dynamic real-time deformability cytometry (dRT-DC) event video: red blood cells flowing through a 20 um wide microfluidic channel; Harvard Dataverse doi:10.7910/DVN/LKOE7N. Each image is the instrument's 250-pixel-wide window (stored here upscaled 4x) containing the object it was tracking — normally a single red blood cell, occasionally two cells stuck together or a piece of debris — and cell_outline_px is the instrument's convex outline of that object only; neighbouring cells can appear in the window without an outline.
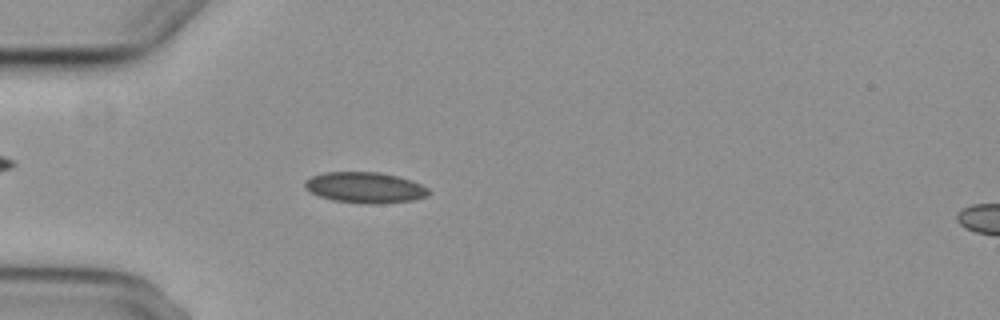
{"species": "common noctule bat (a hibernating species)", "species_latin": "Nyctalus noctula", "temperature_condition": "cold", "stored_images_in_passage": 6, "camera_frame_rate_fps": 3000, "um_per_image_px": 0.085, "animal": {"sex": "female", "body_mass_g": 29.2, "forearm_length_mm": 56.3}, "frame": {"image": 1, "passage_image": 6, "time_ms": 5.667, "image_size_px": [1000, 320], "cell_outline_px": [[432, 192], [428, 196], [412, 200], [380, 204], [368, 204], [332, 200], [320, 196], [304, 188], [304, 184], [312, 176], [324, 172], [380, 172], [412, 180], [428, 188]], "centroid_in_image_um": [31.07, 15.94], "position_along_channel_um": 53.9, "area_um2": 22.25}}